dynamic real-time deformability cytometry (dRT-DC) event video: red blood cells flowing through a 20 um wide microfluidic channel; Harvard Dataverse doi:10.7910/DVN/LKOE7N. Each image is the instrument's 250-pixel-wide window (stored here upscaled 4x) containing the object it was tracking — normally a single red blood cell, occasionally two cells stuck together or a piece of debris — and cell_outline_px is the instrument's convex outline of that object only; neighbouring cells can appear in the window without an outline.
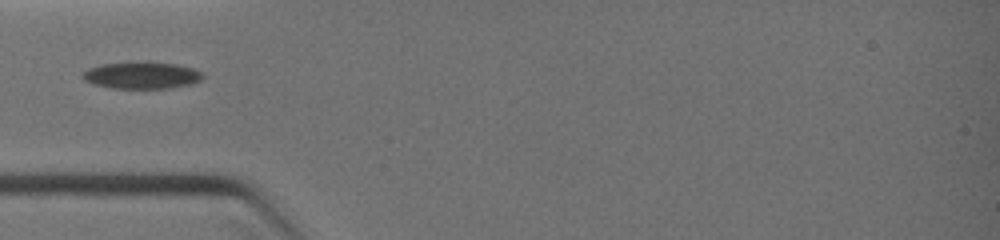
{"species": "common noctule bat (a hibernating species)", "species_latin": "Nyctalus noctula", "temperature_condition": "warm", "stored_images_in_passage": 3, "camera_frame_rate_fps": 3000, "um_per_image_px": 0.085, "animal": {"sex": "female", "body_mass_g": 19.0, "forearm_length_mm": 51.5}, "frame": {"image": 1, "passage_image": 3, "time_ms": 2.333, "image_size_px": [1000, 240], "cell_outline_px": [[204, 76], [200, 80], [192, 84], [168, 88], [112, 88], [92, 84], [84, 80], [80, 76], [88, 68], [100, 64], [136, 60], [148, 60], [176, 64], [192, 68], [200, 72]], "centroid_in_image_um": [12.0, 6.37], "position_along_channel_um": 73.0, "area_um2": 19.36}}